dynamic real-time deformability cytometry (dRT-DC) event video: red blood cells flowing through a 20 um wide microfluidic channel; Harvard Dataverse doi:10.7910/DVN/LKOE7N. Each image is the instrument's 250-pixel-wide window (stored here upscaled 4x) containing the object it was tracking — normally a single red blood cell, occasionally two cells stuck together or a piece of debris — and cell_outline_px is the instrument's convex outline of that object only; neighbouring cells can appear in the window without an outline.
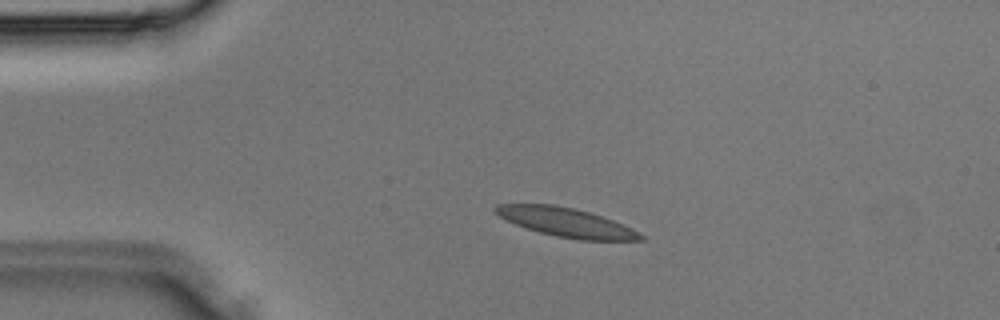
{"species": "Egyptian fruit bat (a non-hibernating species)", "species_latin": "Rousettus aegyptiacus", "temperature_condition": "room temperature", "stored_images_in_passage": 34, "camera_frame_rate_fps": 3000, "um_per_image_px": 0.085, "animal": {"sex": "male"}, "frame": {"image": 1, "passage_image": 6, "time_ms": 1.667, "image_size_px": [1000, 320], "cell_outline_px": [[644, 240], [580, 240], [556, 236], [540, 232], [516, 224], [500, 216], [492, 208], [496, 204], [552, 204], [572, 208], [588, 212], [612, 220], [632, 228], [640, 232], [644, 236]], "centroid_in_image_um": [48.14, 18.9], "position_along_channel_um": 36.9, "area_um2": 24.1}}
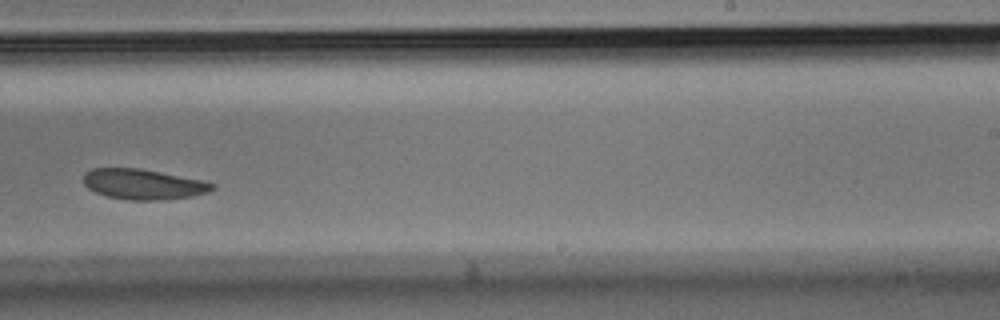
{"frame": {"image": 2, "passage_image": 21, "time_ms": 6.667, "image_size_px": [1000, 320], "cell_outline_px": [[216, 188], [208, 192], [192, 196], [160, 200], [132, 200], [108, 196], [96, 192], [88, 188], [84, 184], [84, 172], [92, 168], [140, 168], [200, 180], [216, 184]], "centroid_in_image_um": [12.17, 15.65], "position_along_channel_um": 276.8, "area_um2": 22.6}}
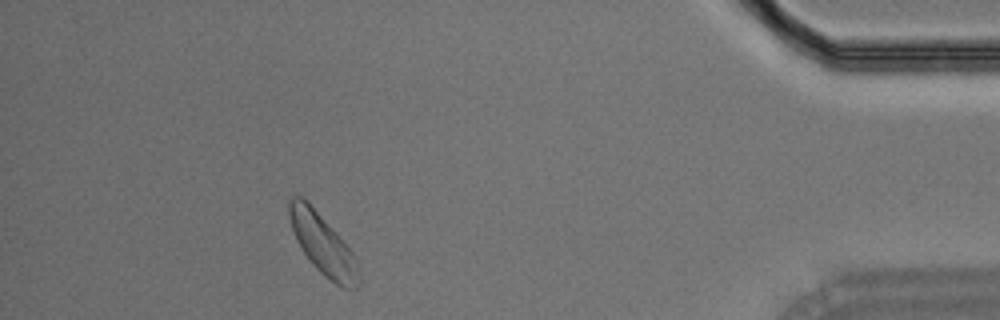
{"frame": {"image": 3, "passage_image": 31, "time_ms": 10.0, "image_size_px": [1000, 320], "cell_outline_px": [[360, 284], [356, 288], [340, 288], [324, 276], [312, 264], [300, 248], [292, 228], [288, 216], [288, 200], [292, 196], [300, 196], [308, 200], [352, 252], [356, 260], [360, 276]], "centroid_in_image_um": [27.42, 20.78], "position_along_channel_um": 407.8, "area_um2": 24.45}}